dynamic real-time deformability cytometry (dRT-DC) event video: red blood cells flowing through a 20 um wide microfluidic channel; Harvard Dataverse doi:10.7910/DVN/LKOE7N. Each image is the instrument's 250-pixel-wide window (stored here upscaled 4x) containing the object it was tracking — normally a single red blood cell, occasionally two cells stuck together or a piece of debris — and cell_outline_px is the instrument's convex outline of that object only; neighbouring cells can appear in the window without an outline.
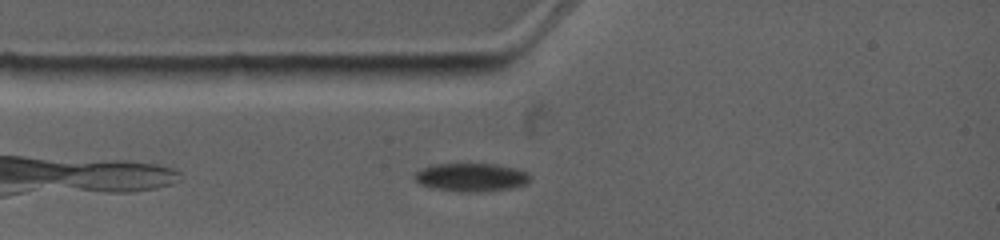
{"species": "common noctule bat (a hibernating species)", "species_latin": "Nyctalus noctula", "temperature_condition": "warm", "stored_images_in_passage": 11, "camera_frame_rate_fps": 4500, "um_per_image_px": 0.085, "animal": {"sex": "female", "body_mass_g": 19.0, "forearm_length_mm": 53.3}, "frame": {"image": 1, "passage_image": 2, "time_ms": 0.667, "image_size_px": [1000, 240], "cell_outline_px": [[532, 180], [528, 184], [512, 188], [480, 192], [460, 192], [432, 188], [420, 184], [416, 180], [416, 172], [432, 164], [496, 164], [528, 172]], "centroid_in_image_um": [40.1, 15.08], "position_along_channel_um": 44.9, "area_um2": 19.07}}
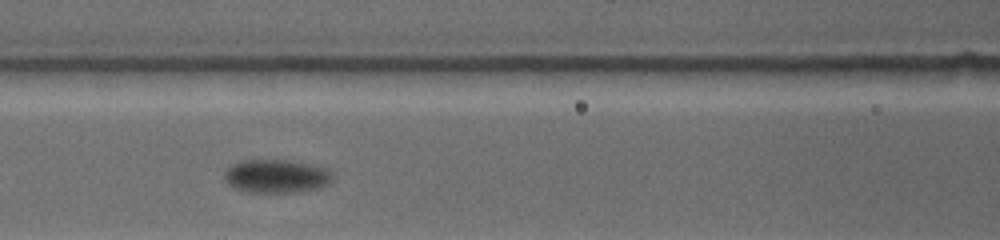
{"frame": {"image": 2, "passage_image": 5, "time_ms": 3.333, "image_size_px": [1000, 240], "cell_outline_px": [[332, 180], [328, 184], [320, 188], [292, 192], [248, 192], [232, 188], [224, 180], [224, 172], [232, 164], [240, 160], [288, 160], [328, 168], [332, 172]], "centroid_in_image_um": [23.47, 14.97], "position_along_channel_um": 143.1, "area_um2": 21.21}}
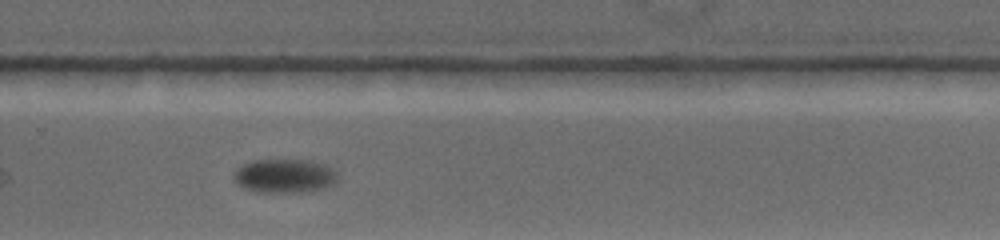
{"frame": {"image": 3, "passage_image": 10, "time_ms": 7.778, "image_size_px": [1000, 240], "cell_outline_px": [[336, 180], [332, 184], [324, 188], [300, 192], [256, 192], [244, 188], [236, 184], [232, 176], [236, 168], [240, 164], [252, 160], [308, 160], [324, 164], [332, 168], [336, 172]], "centroid_in_image_um": [24.11, 14.94], "position_along_channel_um": 305.7, "area_um2": 20.63}}